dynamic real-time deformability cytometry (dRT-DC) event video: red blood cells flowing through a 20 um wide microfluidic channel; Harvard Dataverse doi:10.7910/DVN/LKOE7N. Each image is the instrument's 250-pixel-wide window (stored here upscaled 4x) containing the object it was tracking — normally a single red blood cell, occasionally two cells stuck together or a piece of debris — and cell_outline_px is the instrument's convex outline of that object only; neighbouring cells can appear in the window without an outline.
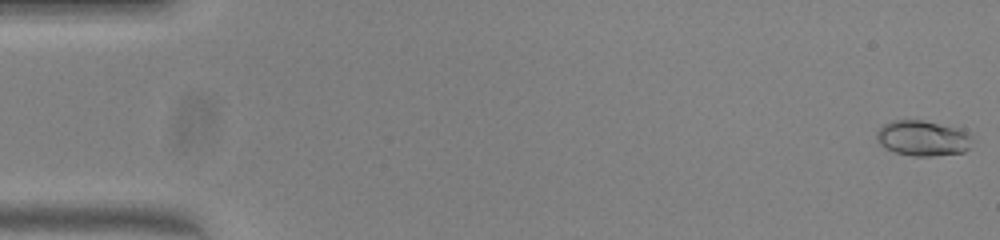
{"species": "common noctule bat (a hibernating species)", "species_latin": "Nyctalus noctula", "temperature_condition": "warm", "stored_images_in_passage": 35, "camera_frame_rate_fps": 3000, "um_per_image_px": 0.085, "animal": {"sex": "female", "body_mass_g": 23.0, "forearm_length_mm": 53.4}, "frame": {"image": 1, "passage_image": 1, "time_ms": 0.0, "image_size_px": [1000, 240], "cell_outline_px": [[972, 140], [968, 148], [964, 152], [932, 156], [912, 156], [896, 152], [884, 148], [880, 144], [876, 136], [876, 132], [884, 124], [892, 120], [924, 120], [964, 128], [972, 132]], "centroid_in_image_um": [78.49, 11.73], "position_along_channel_um": 6.5, "area_um2": 20.17}}
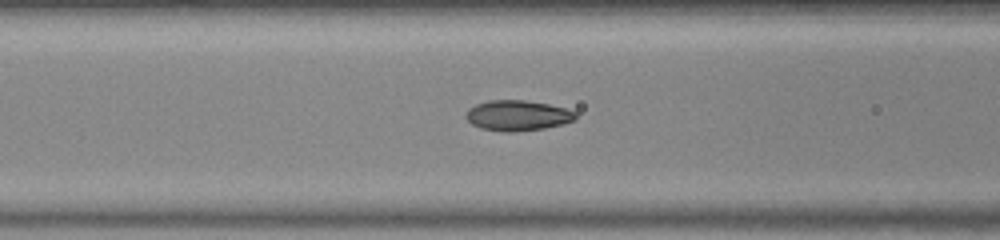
{"frame": {"image": 2, "passage_image": 21, "time_ms": 6.667, "image_size_px": [1000, 240], "cell_outline_px": [[576, 120], [564, 124], [544, 128], [512, 132], [504, 132], [480, 128], [472, 124], [464, 116], [468, 108], [476, 104], [488, 100], [524, 100], [548, 104], [564, 108], [576, 112]], "centroid_in_image_um": [43.98, 9.82], "position_along_channel_um": 122.6, "area_um2": 19.54}}
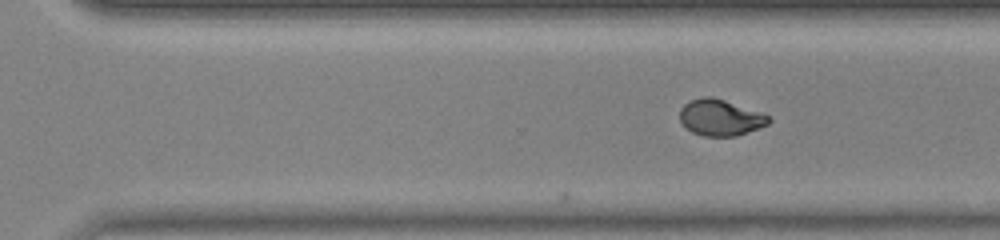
{"frame": {"image": 3, "passage_image": 35, "time_ms": 11.333, "image_size_px": [1000, 240], "cell_outline_px": [[772, 120], [768, 124], [736, 136], [704, 136], [692, 132], [680, 120], [680, 108], [684, 104], [692, 100], [704, 96], [712, 96], [760, 112], [768, 116]], "centroid_in_image_um": [61.22, 9.99], "position_along_channel_um": 309.4, "area_um2": 18.5}}